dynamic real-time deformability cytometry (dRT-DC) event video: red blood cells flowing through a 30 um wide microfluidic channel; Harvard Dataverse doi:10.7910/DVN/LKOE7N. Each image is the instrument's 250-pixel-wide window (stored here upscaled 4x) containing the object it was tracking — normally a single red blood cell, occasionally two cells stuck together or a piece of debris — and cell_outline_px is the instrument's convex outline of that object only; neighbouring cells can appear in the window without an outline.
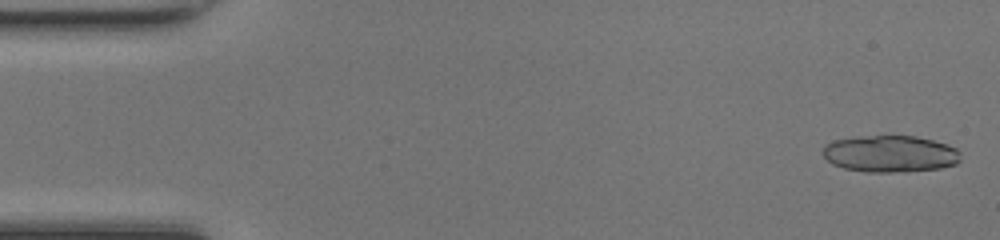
{"species": "common noctule bat (a hibernating species)", "species_latin": "Nyctalus noctula", "temperature_condition": "room temperature", "stored_images_in_passage": 40, "camera_frame_rate_fps": 3000, "um_per_image_px": 0.085, "animal": {"sex": "female", "body_mass_g": 17.0, "forearm_length_mm": 48.0}, "frame": {"image": 1, "passage_image": 2, "time_ms": 0.333, "image_size_px": [1000, 240], "cell_outline_px": [[960, 160], [956, 164], [940, 168], [892, 172], [864, 172], [844, 168], [832, 164], [824, 156], [824, 144], [832, 140], [856, 136], [916, 136], [948, 144], [956, 148], [960, 152]], "centroid_in_image_um": [75.65, 13.06], "position_along_channel_um": 9.3, "area_um2": 29.59}}
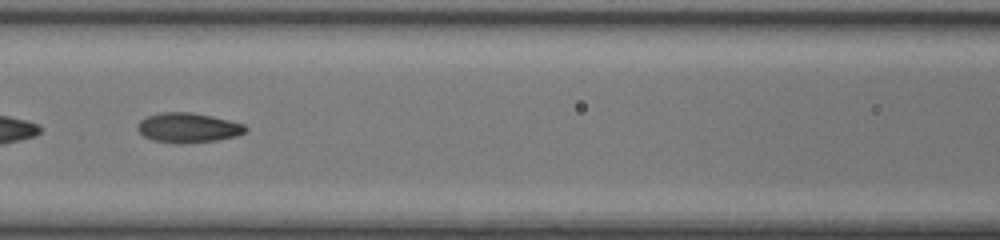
{"frame": {"image": 2, "passage_image": 22, "time_ms": 7.0, "image_size_px": [1000, 240], "cell_outline_px": [[248, 128], [244, 132], [236, 136], [216, 140], [180, 144], [176, 144], [152, 140], [144, 136], [136, 128], [136, 124], [140, 120], [148, 116], [160, 112], [192, 112], [212, 116], [244, 124]], "centroid_in_image_um": [15.95, 10.86], "position_along_channel_um": 150.6, "area_um2": 18.79}}
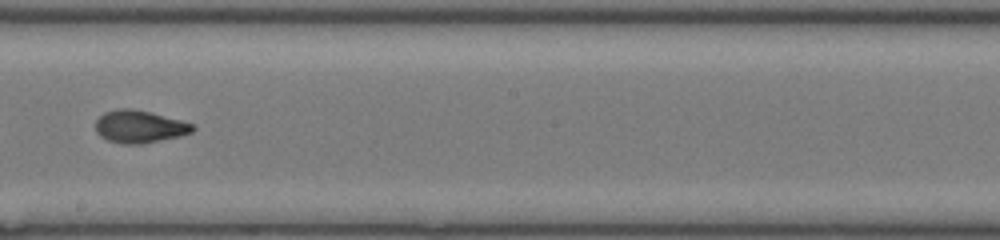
{"frame": {"image": 3, "passage_image": 28, "time_ms": 9.0, "image_size_px": [1000, 240], "cell_outline_px": [[196, 128], [192, 132], [180, 136], [140, 144], [120, 144], [108, 140], [100, 136], [96, 132], [96, 120], [104, 112], [120, 108], [128, 108], [148, 112], [196, 124]], "centroid_in_image_um": [11.86, 10.77], "position_along_channel_um": 236.3, "area_um2": 18.32}, "authors_computed_cell_mechanics": {"area_um2": 18.6116, "velocity_mm_per_s": 4.2984, "shape_relaxation_time_tau1_ms": 5.7914, "shape_relaxation_time_tau2_ms": 1.2527, "deformation_change_tau1": 0.192, "deformation_change_tau2": 0.0667}}